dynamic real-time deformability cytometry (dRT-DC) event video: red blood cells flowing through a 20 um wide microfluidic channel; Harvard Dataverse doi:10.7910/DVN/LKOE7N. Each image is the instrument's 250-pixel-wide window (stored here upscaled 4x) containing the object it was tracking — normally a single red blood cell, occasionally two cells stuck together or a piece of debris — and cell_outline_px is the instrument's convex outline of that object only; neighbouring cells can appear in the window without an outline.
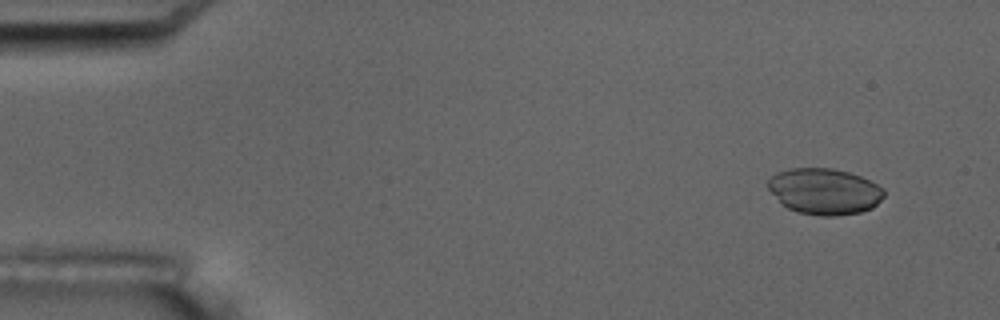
{"species": "common noctule bat (a hibernating species)", "species_latin": "Nyctalus noctula", "temperature_condition": "room temperature", "stored_images_in_passage": 9, "camera_frame_rate_fps": 3000, "um_per_image_px": 0.085, "animal": {"sex": "male", "body_mass_g": 17.5, "forearm_length_mm": 52.3}, "frame": {"image": 1, "passage_image": 2, "time_ms": 1.0, "image_size_px": [1000, 320], "cell_outline_px": [[884, 196], [872, 208], [860, 212], [836, 216], [820, 216], [800, 212], [788, 208], [780, 204], [768, 188], [768, 180], [776, 172], [792, 168], [832, 168], [848, 172], [860, 176], [884, 188]], "centroid_in_image_um": [70.06, 16.27], "position_along_channel_um": 14.9, "area_um2": 31.15}}
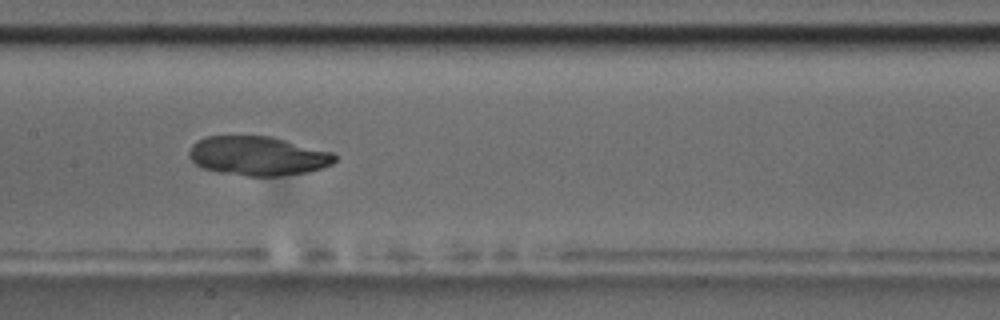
{"frame": {"image": 2, "passage_image": 9, "time_ms": 9.0, "image_size_px": [1000, 320], "cell_outline_px": [[336, 160], [332, 164], [308, 172], [280, 176], [248, 176], [220, 172], [204, 168], [196, 164], [188, 156], [188, 152], [192, 144], [196, 140], [204, 136], [272, 136], [332, 152], [336, 156]], "centroid_in_image_um": [21.9, 13.24], "position_along_channel_um": 185.5, "area_um2": 33.35}}